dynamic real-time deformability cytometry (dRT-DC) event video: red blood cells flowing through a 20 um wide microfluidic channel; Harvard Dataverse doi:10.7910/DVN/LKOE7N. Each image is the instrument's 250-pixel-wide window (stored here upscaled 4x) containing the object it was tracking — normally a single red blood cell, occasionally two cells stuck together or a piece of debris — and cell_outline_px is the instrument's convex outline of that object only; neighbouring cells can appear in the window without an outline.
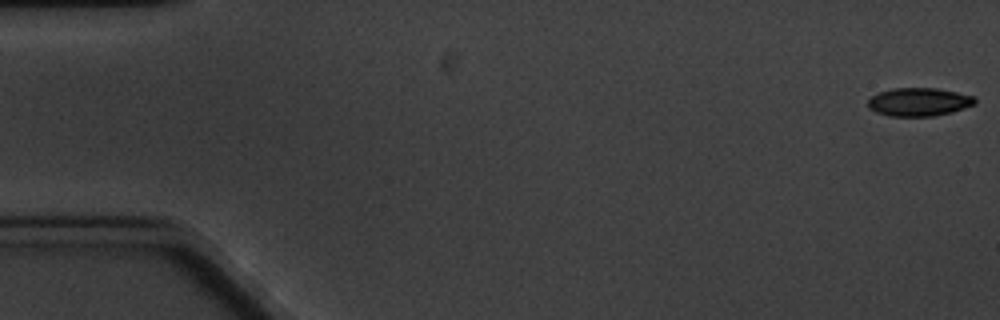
{"species": "common noctule bat (a hibernating species)", "species_latin": "Nyctalus noctula", "temperature_condition": "cold", "stored_images_in_passage": 17, "camera_frame_rate_fps": 3000, "um_per_image_px": 0.085, "animal": {"sex": "male", "body_mass_g": 20.1, "forearm_length_mm": 53.5}, "frame": {"image": 1, "passage_image": 1, "time_ms": 0.0, "image_size_px": [1000, 320], "cell_outline_px": [[976, 104], [952, 112], [936, 116], [888, 116], [876, 112], [868, 108], [868, 100], [872, 96], [880, 92], [892, 88], [936, 88], [956, 92], [972, 96], [976, 100]], "centroid_in_image_um": [78.1, 8.67], "position_along_channel_um": 6.9, "area_um2": 17.63}}
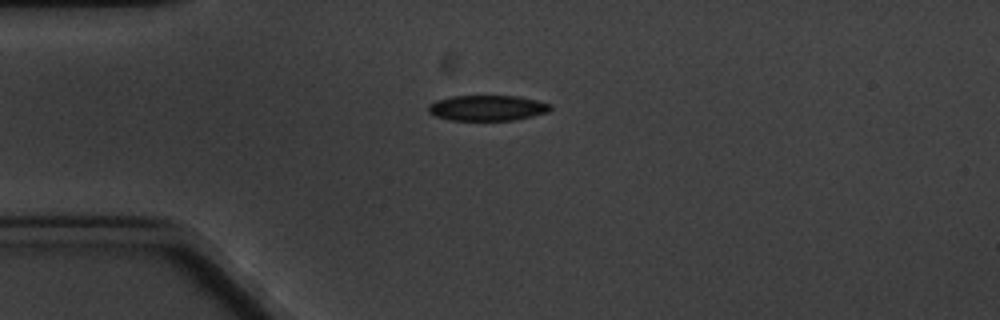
{"frame": {"image": 2, "passage_image": 5, "time_ms": 4.667, "image_size_px": [1000, 320], "cell_outline_px": [[552, 108], [548, 112], [516, 120], [448, 120], [436, 116], [428, 112], [428, 104], [436, 100], [452, 96], [520, 96], [552, 104]], "centroid_in_image_um": [41.43, 9.17], "position_along_channel_um": 43.6, "area_um2": 18.26}}
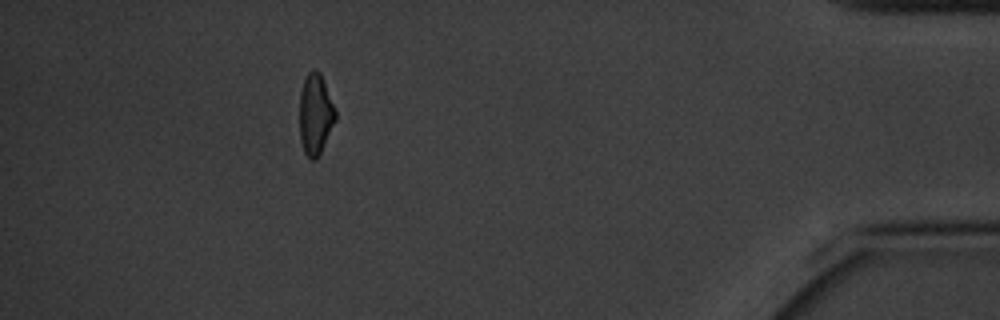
{"frame": {"image": 3, "passage_image": 16, "time_ms": 18.0, "image_size_px": [1000, 320], "cell_outline_px": [[336, 120], [316, 160], [312, 160], [304, 152], [300, 140], [300, 92], [304, 80], [308, 72], [312, 68], [316, 68], [320, 72], [336, 108]], "centroid_in_image_um": [26.82, 9.67], "position_along_channel_um": 408.4, "area_um2": 16.99}, "authors_computed_cell_mechanics": {"area_um2": 18.1492, "velocity_mm_per_s": 3.2753, "shape_relaxation_time_tau1_ms": 2.2492, "shape_relaxation_time_tau2_ms": 2.7688, "deformation_change_tau1": 0.0717, "deformation_change_tau2": 0.0601}}